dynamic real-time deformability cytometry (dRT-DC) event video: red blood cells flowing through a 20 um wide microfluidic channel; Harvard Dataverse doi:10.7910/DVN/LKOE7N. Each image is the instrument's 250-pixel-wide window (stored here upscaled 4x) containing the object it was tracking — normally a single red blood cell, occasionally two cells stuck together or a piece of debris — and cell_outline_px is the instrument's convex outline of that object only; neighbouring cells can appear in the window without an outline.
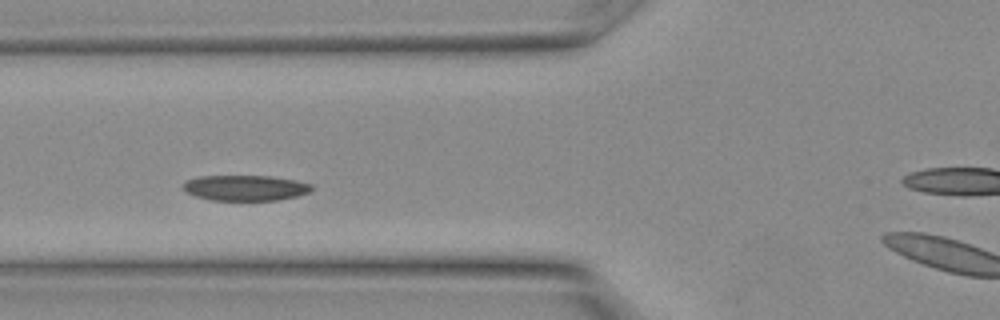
{"species": "Egyptian fruit bat (a non-hibernating species)", "species_latin": "Rousettus aegyptiacus", "temperature_condition": "warm", "stored_images_in_passage": 14, "camera_frame_rate_fps": 3000, "um_per_image_px": 0.085, "animal": {"sex": "female"}, "frame": {"image": 1, "passage_image": 7, "time_ms": 2.0, "image_size_px": [1000, 320], "cell_outline_px": [[312, 188], [308, 192], [296, 196], [276, 200], [212, 200], [196, 196], [184, 192], [184, 184], [188, 180], [200, 176], [272, 176], [296, 180], [312, 184]], "centroid_in_image_um": [20.86, 15.96], "position_along_channel_um": 104.9, "area_um2": 18.96}}